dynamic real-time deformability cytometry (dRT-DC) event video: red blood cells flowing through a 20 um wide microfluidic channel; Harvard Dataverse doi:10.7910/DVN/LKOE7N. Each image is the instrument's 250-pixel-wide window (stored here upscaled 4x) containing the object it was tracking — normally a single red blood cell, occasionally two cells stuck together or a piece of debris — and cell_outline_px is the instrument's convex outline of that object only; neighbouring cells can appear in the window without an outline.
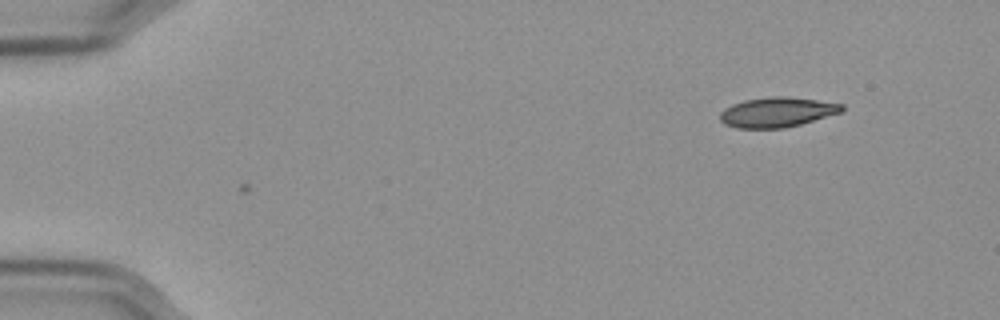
{"species": "Egyptian fruit bat (a non-hibernating species)", "species_latin": "Rousettus aegyptiacus", "temperature_condition": "cold", "stored_images_in_passage": 2, "camera_frame_rate_fps": 3000, "um_per_image_px": 0.085, "frame": {"image": 1, "passage_image": 2, "time_ms": 0.333, "image_size_px": [1000, 320], "cell_outline_px": [[844, 108], [840, 112], [800, 124], [784, 128], [736, 128], [724, 124], [720, 120], [720, 112], [724, 108], [732, 104], [744, 100], [772, 96], [788, 96], [844, 104]], "centroid_in_image_um": [66.01, 9.53], "position_along_channel_um": 19.0, "area_um2": 21.15}}